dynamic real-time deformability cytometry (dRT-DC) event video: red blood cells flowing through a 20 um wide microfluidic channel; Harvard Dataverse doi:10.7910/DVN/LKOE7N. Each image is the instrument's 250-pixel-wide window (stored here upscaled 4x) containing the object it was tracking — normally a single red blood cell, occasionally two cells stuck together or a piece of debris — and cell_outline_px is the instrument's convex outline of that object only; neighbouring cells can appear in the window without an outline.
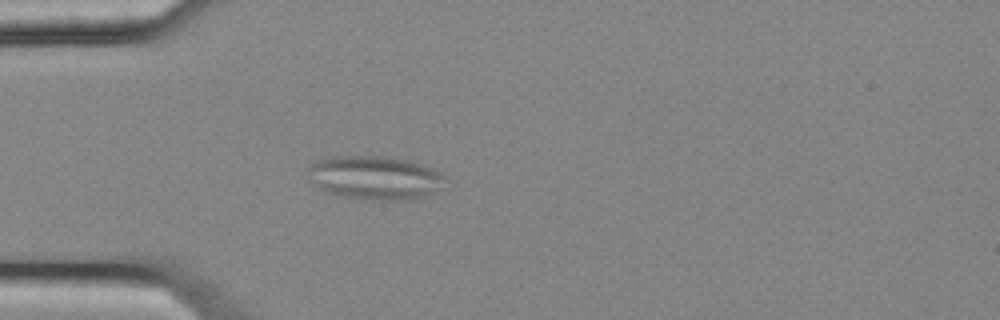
{"species": "common noctule bat (a hibernating species)", "species_latin": "Nyctalus noctula", "temperature_condition": "cold", "stored_images_in_passage": 41, "camera_frame_rate_fps": 3000, "um_per_image_px": 0.085, "animal": {"sex": "female", "body_mass_g": 25.1}, "frame": {"image": 1, "passage_image": 2, "time_ms": 0.333, "image_size_px": [1000, 320], "cell_outline_px": [[444, 176], [436, 188], [432, 192], [424, 196], [400, 200], [368, 200], [344, 196], [328, 192], [320, 188], [308, 180], [308, 168], [316, 160], [332, 156], [384, 156], [408, 160], [432, 168], [440, 172]], "centroid_in_image_um": [31.77, 15.09], "position_along_channel_um": 53.2, "area_um2": 34.45}}
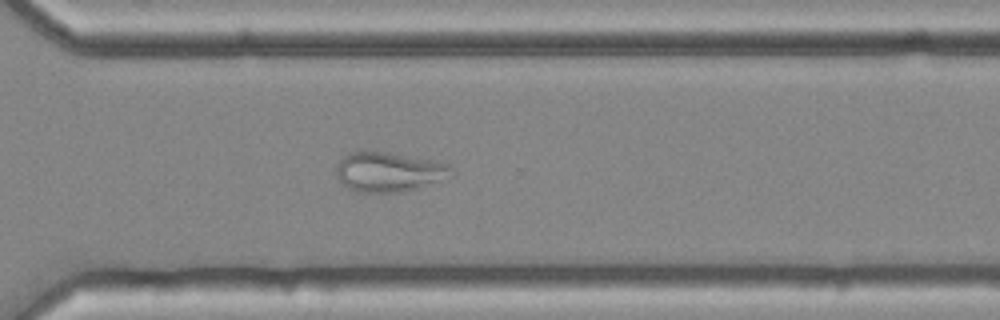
{"frame": {"image": 2, "passage_image": 26, "time_ms": 8.333, "image_size_px": [1000, 320], "cell_outline_px": [[456, 176], [404, 192], [356, 192], [340, 184], [336, 172], [336, 168], [340, 160], [348, 152], [368, 148], [432, 160], [448, 164], [456, 172]], "centroid_in_image_um": [33.06, 14.58], "position_along_channel_um": 337.5, "area_um2": 27.51}}
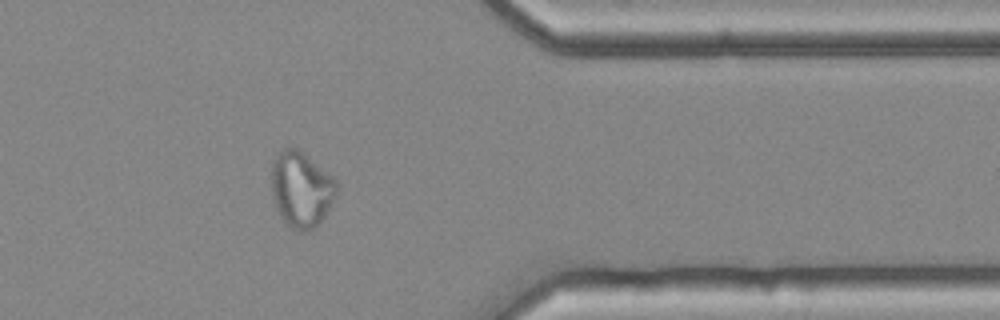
{"frame": {"image": 3, "passage_image": 31, "time_ms": 10.0, "image_size_px": [1000, 320], "cell_outline_px": [[336, 192], [320, 224], [304, 232], [300, 232], [292, 228], [280, 216], [276, 208], [272, 196], [272, 160], [284, 148], [296, 148], [336, 176]], "centroid_in_image_um": [25.61, 16.08], "position_along_channel_um": 385.8, "area_um2": 28.61}, "authors_computed_cell_mechanics": {"area_um2": 28.4376, "velocity_mm_per_s": 3.6724, "shape_relaxation_time_tau1_ms": null, "shape_relaxation_time_tau2_ms": 2.3933, "deformation_change_tau1": null, "deformation_change_tau2": 0.0936}}